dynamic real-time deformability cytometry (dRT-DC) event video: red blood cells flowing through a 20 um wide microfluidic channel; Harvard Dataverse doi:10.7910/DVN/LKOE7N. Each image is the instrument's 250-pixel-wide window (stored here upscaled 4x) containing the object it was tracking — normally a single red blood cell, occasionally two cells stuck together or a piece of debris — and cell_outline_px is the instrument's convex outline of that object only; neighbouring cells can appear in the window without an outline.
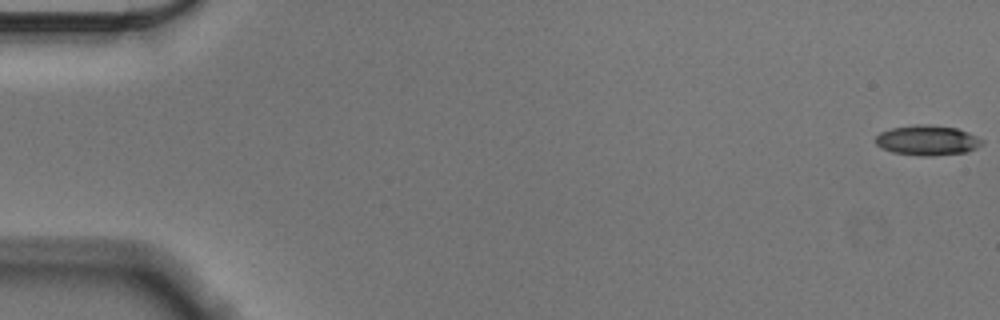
{"species": "Egyptian fruit bat (a non-hibernating species)", "species_latin": "Rousettus aegyptiacus", "temperature_condition": "cold", "stored_images_in_passage": 57, "camera_frame_rate_fps": 3000, "um_per_image_px": 0.085, "animal": {"sex": "male"}, "frame": {"image": 1, "passage_image": 1, "time_ms": 0.0, "image_size_px": [1000, 320], "cell_outline_px": [[984, 144], [968, 152], [932, 156], [920, 156], [892, 152], [876, 144], [876, 136], [880, 132], [892, 128], [916, 124], [928, 124], [956, 128], [968, 132], [984, 140]], "centroid_in_image_um": [78.86, 11.93], "position_along_channel_um": 6.1, "area_um2": 18.73}}
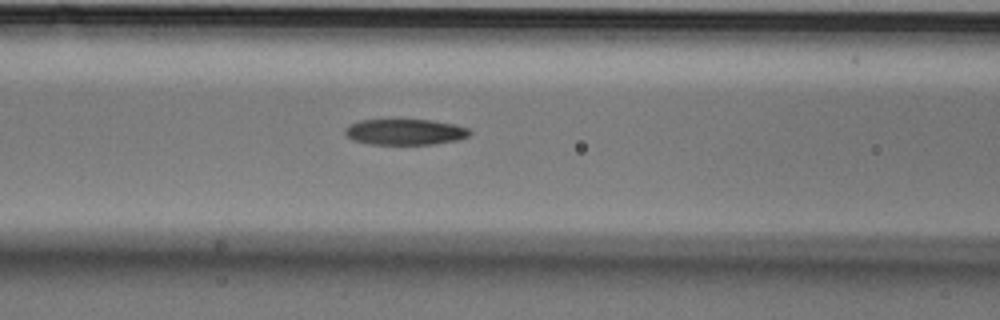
{"frame": {"image": 2, "passage_image": 24, "time_ms": 7.667, "image_size_px": [1000, 320], "cell_outline_px": [[472, 132], [468, 136], [456, 140], [432, 144], [368, 144], [352, 140], [344, 132], [344, 128], [348, 124], [360, 120], [432, 120], [456, 124], [468, 128]], "centroid_in_image_um": [34.41, 11.21], "position_along_channel_um": 132.2, "area_um2": 18.84}}
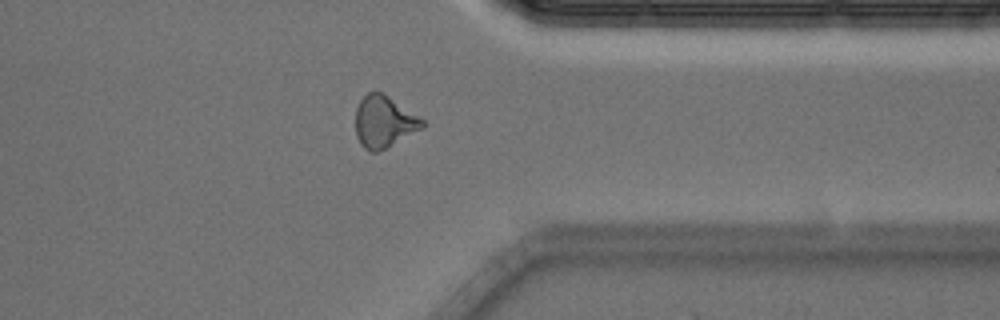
{"frame": {"image": 3, "passage_image": 45, "time_ms": 14.667, "image_size_px": [1000, 320], "cell_outline_px": [[424, 128], [388, 148], [376, 152], [372, 152], [364, 148], [360, 144], [356, 136], [356, 108], [360, 100], [368, 92], [380, 92], [388, 96], [424, 120]], "centroid_in_image_um": [32.64, 10.38], "position_along_channel_um": 378.8, "area_um2": 20.17}, "authors_computed_cell_mechanics": {"area_um2": 19.363, "velocity_mm_per_s": 3.599, "shape_relaxation_time_tau1_ms": 4.1536, "shape_relaxation_time_tau2_ms": 7.2848, "deformation_change_tau1": 0.1376, "deformation_change_tau2": 0.1772}}